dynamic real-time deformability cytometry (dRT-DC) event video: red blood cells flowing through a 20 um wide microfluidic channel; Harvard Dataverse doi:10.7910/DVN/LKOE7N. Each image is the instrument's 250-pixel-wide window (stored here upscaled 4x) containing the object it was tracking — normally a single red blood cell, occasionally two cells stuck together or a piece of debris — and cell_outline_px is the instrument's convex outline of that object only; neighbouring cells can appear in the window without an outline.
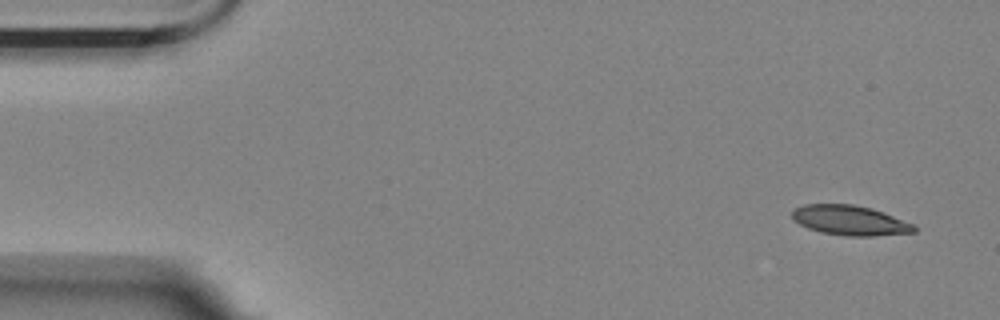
{"species": "Egyptian fruit bat (a non-hibernating species)", "species_latin": "Rousettus aegyptiacus", "temperature_condition": "room temperature", "stored_images_in_passage": 6, "camera_frame_rate_fps": 3000, "um_per_image_px": 0.085, "animal": {"sex": "female"}, "frame": {"image": 1, "passage_image": 1, "time_ms": 0.0, "image_size_px": [1000, 320], "cell_outline_px": [[916, 232], [872, 236], [848, 236], [820, 232], [808, 228], [792, 220], [792, 208], [804, 204], [852, 204], [872, 208], [884, 212], [912, 224], [916, 228]], "centroid_in_image_um": [72.2, 18.72], "position_along_channel_um": 12.8, "area_um2": 21.27}}
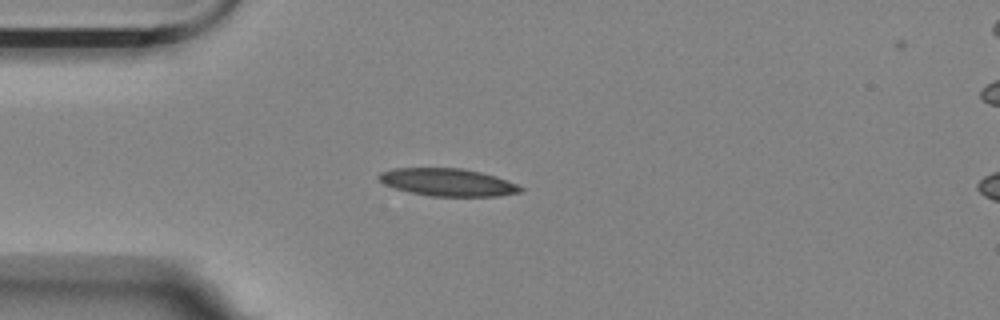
{"frame": {"image": 2, "passage_image": 4, "time_ms": 1.0, "image_size_px": [1000, 320], "cell_outline_px": [[524, 188], [520, 192], [496, 196], [432, 196], [412, 192], [396, 188], [384, 184], [376, 176], [380, 172], [392, 168], [464, 168], [496, 176], [516, 184]], "centroid_in_image_um": [38.04, 15.48], "position_along_channel_um": 47.0, "area_um2": 22.6}}
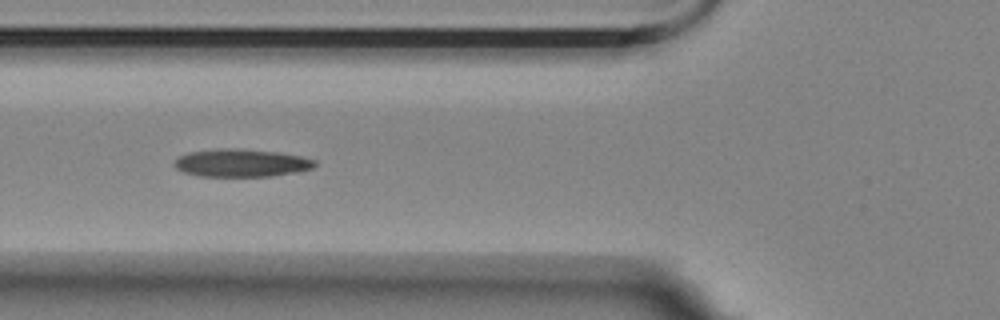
{"frame": {"image": 3, "passage_image": 6, "time_ms": 1.667, "image_size_px": [1000, 320], "cell_outline_px": [[316, 164], [312, 168], [300, 172], [272, 176], [200, 176], [184, 172], [176, 168], [172, 164], [180, 156], [188, 152], [220, 148], [240, 148], [280, 152], [300, 156], [316, 160]], "centroid_in_image_um": [20.53, 13.84], "position_along_channel_um": 105.3, "area_um2": 22.95}}